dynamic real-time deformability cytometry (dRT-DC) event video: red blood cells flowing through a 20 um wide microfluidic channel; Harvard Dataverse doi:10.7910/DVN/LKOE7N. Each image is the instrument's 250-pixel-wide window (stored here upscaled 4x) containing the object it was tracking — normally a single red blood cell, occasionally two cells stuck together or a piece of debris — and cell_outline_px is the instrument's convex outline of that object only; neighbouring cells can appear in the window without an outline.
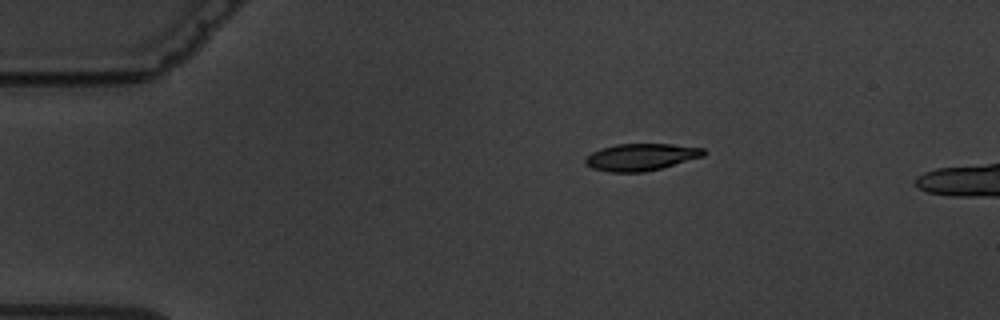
{"species": "common noctule bat (a hibernating species)", "species_latin": "Nyctalus noctula", "temperature_condition": "warm", "stored_images_in_passage": 3, "camera_frame_rate_fps": 3000, "um_per_image_px": 0.085, "animal": {"sex": "male", "body_mass_g": 19.5, "forearm_length_mm": 54.6}, "frame": {"image": 1, "passage_image": 1, "time_ms": 0.0, "image_size_px": [1000, 320], "cell_outline_px": [[704, 156], [660, 168], [644, 172], [612, 172], [592, 168], [584, 164], [584, 160], [592, 152], [600, 148], [616, 144], [672, 144], [704, 148]], "centroid_in_image_um": [54.45, 13.34], "position_along_channel_um": 30.5, "area_um2": 18.5}}